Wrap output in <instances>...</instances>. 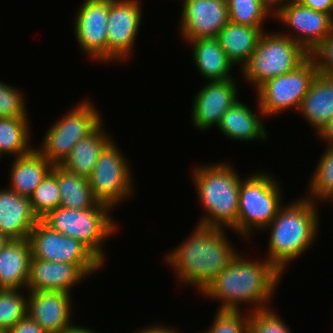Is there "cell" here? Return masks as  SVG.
Segmentation results:
<instances>
[{
  "instance_id": "44dd1931",
  "label": "cell",
  "mask_w": 333,
  "mask_h": 333,
  "mask_svg": "<svg viewBox=\"0 0 333 333\" xmlns=\"http://www.w3.org/2000/svg\"><path fill=\"white\" fill-rule=\"evenodd\" d=\"M262 120L246 103L238 100L221 117L217 128L234 141H264L268 133Z\"/></svg>"
},
{
  "instance_id": "4dcf8cb0",
  "label": "cell",
  "mask_w": 333,
  "mask_h": 333,
  "mask_svg": "<svg viewBox=\"0 0 333 333\" xmlns=\"http://www.w3.org/2000/svg\"><path fill=\"white\" fill-rule=\"evenodd\" d=\"M229 20L232 23L251 27H263L270 13L260 0H228Z\"/></svg>"
},
{
  "instance_id": "9a60e30c",
  "label": "cell",
  "mask_w": 333,
  "mask_h": 333,
  "mask_svg": "<svg viewBox=\"0 0 333 333\" xmlns=\"http://www.w3.org/2000/svg\"><path fill=\"white\" fill-rule=\"evenodd\" d=\"M180 34L183 41L217 38L228 24V4L224 0H181Z\"/></svg>"
},
{
  "instance_id": "603a6c76",
  "label": "cell",
  "mask_w": 333,
  "mask_h": 333,
  "mask_svg": "<svg viewBox=\"0 0 333 333\" xmlns=\"http://www.w3.org/2000/svg\"><path fill=\"white\" fill-rule=\"evenodd\" d=\"M192 46V57L198 72L208 81H222L232 77L233 64L217 38H198L187 41Z\"/></svg>"
},
{
  "instance_id": "ba28073f",
  "label": "cell",
  "mask_w": 333,
  "mask_h": 333,
  "mask_svg": "<svg viewBox=\"0 0 333 333\" xmlns=\"http://www.w3.org/2000/svg\"><path fill=\"white\" fill-rule=\"evenodd\" d=\"M102 117L90 99L82 100L68 111L62 119L51 125L45 133L41 148L35 147L53 166L62 165L73 146L92 133Z\"/></svg>"
},
{
  "instance_id": "ac0fdd59",
  "label": "cell",
  "mask_w": 333,
  "mask_h": 333,
  "mask_svg": "<svg viewBox=\"0 0 333 333\" xmlns=\"http://www.w3.org/2000/svg\"><path fill=\"white\" fill-rule=\"evenodd\" d=\"M88 276L79 265L32 258L26 289L28 291H61L71 294L72 287Z\"/></svg>"
},
{
  "instance_id": "4fadbf2b",
  "label": "cell",
  "mask_w": 333,
  "mask_h": 333,
  "mask_svg": "<svg viewBox=\"0 0 333 333\" xmlns=\"http://www.w3.org/2000/svg\"><path fill=\"white\" fill-rule=\"evenodd\" d=\"M113 0H84L74 19L76 42L92 60L107 62V32L110 4Z\"/></svg>"
},
{
  "instance_id": "83f0119b",
  "label": "cell",
  "mask_w": 333,
  "mask_h": 333,
  "mask_svg": "<svg viewBox=\"0 0 333 333\" xmlns=\"http://www.w3.org/2000/svg\"><path fill=\"white\" fill-rule=\"evenodd\" d=\"M29 118H0V154L19 157L30 153L34 148L30 146Z\"/></svg>"
},
{
  "instance_id": "f1b7e54d",
  "label": "cell",
  "mask_w": 333,
  "mask_h": 333,
  "mask_svg": "<svg viewBox=\"0 0 333 333\" xmlns=\"http://www.w3.org/2000/svg\"><path fill=\"white\" fill-rule=\"evenodd\" d=\"M313 172L307 198L313 202L327 200L333 196V146H327Z\"/></svg>"
},
{
  "instance_id": "f35d334b",
  "label": "cell",
  "mask_w": 333,
  "mask_h": 333,
  "mask_svg": "<svg viewBox=\"0 0 333 333\" xmlns=\"http://www.w3.org/2000/svg\"><path fill=\"white\" fill-rule=\"evenodd\" d=\"M290 1L292 0H260L272 17H274Z\"/></svg>"
},
{
  "instance_id": "1f68e13d",
  "label": "cell",
  "mask_w": 333,
  "mask_h": 333,
  "mask_svg": "<svg viewBox=\"0 0 333 333\" xmlns=\"http://www.w3.org/2000/svg\"><path fill=\"white\" fill-rule=\"evenodd\" d=\"M20 289H0V328L9 330L27 315V299Z\"/></svg>"
},
{
  "instance_id": "7bdbcfd3",
  "label": "cell",
  "mask_w": 333,
  "mask_h": 333,
  "mask_svg": "<svg viewBox=\"0 0 333 333\" xmlns=\"http://www.w3.org/2000/svg\"><path fill=\"white\" fill-rule=\"evenodd\" d=\"M9 239L2 233H0V250L6 245Z\"/></svg>"
},
{
  "instance_id": "7c38bea8",
  "label": "cell",
  "mask_w": 333,
  "mask_h": 333,
  "mask_svg": "<svg viewBox=\"0 0 333 333\" xmlns=\"http://www.w3.org/2000/svg\"><path fill=\"white\" fill-rule=\"evenodd\" d=\"M140 0H113L107 18V63L128 60L134 53L142 8Z\"/></svg>"
},
{
  "instance_id": "9c48e42d",
  "label": "cell",
  "mask_w": 333,
  "mask_h": 333,
  "mask_svg": "<svg viewBox=\"0 0 333 333\" xmlns=\"http://www.w3.org/2000/svg\"><path fill=\"white\" fill-rule=\"evenodd\" d=\"M318 73L315 60L309 56L290 73L265 81L255 90L258 114L272 116L289 109L298 111Z\"/></svg>"
},
{
  "instance_id": "8fae6325",
  "label": "cell",
  "mask_w": 333,
  "mask_h": 333,
  "mask_svg": "<svg viewBox=\"0 0 333 333\" xmlns=\"http://www.w3.org/2000/svg\"><path fill=\"white\" fill-rule=\"evenodd\" d=\"M28 239L32 258L79 265L88 275L98 272L103 266L84 244L51 229L41 219L31 230Z\"/></svg>"
},
{
  "instance_id": "8d00e7d4",
  "label": "cell",
  "mask_w": 333,
  "mask_h": 333,
  "mask_svg": "<svg viewBox=\"0 0 333 333\" xmlns=\"http://www.w3.org/2000/svg\"><path fill=\"white\" fill-rule=\"evenodd\" d=\"M8 333H46L44 329L28 315L8 330Z\"/></svg>"
},
{
  "instance_id": "d590c367",
  "label": "cell",
  "mask_w": 333,
  "mask_h": 333,
  "mask_svg": "<svg viewBox=\"0 0 333 333\" xmlns=\"http://www.w3.org/2000/svg\"><path fill=\"white\" fill-rule=\"evenodd\" d=\"M310 56L315 60L319 73L333 76V30L310 53Z\"/></svg>"
},
{
  "instance_id": "d6a6232c",
  "label": "cell",
  "mask_w": 333,
  "mask_h": 333,
  "mask_svg": "<svg viewBox=\"0 0 333 333\" xmlns=\"http://www.w3.org/2000/svg\"><path fill=\"white\" fill-rule=\"evenodd\" d=\"M241 311L242 309H217L215 321L205 331L207 333H249L250 311L248 313H241Z\"/></svg>"
},
{
  "instance_id": "277c9868",
  "label": "cell",
  "mask_w": 333,
  "mask_h": 333,
  "mask_svg": "<svg viewBox=\"0 0 333 333\" xmlns=\"http://www.w3.org/2000/svg\"><path fill=\"white\" fill-rule=\"evenodd\" d=\"M211 164L195 168L192 174L200 204L206 211L197 224L229 230L237 224L241 178L231 164Z\"/></svg>"
},
{
  "instance_id": "5bb4252c",
  "label": "cell",
  "mask_w": 333,
  "mask_h": 333,
  "mask_svg": "<svg viewBox=\"0 0 333 333\" xmlns=\"http://www.w3.org/2000/svg\"><path fill=\"white\" fill-rule=\"evenodd\" d=\"M275 17L295 33L292 35L288 34L289 32L287 34L281 32V34L296 41L309 54L333 30V17L330 14L313 10L297 0L288 2Z\"/></svg>"
},
{
  "instance_id": "7a4b0ae2",
  "label": "cell",
  "mask_w": 333,
  "mask_h": 333,
  "mask_svg": "<svg viewBox=\"0 0 333 333\" xmlns=\"http://www.w3.org/2000/svg\"><path fill=\"white\" fill-rule=\"evenodd\" d=\"M225 230L197 224L186 240L166 253L165 261L180 284H191L201 293L239 254Z\"/></svg>"
},
{
  "instance_id": "b9f144b4",
  "label": "cell",
  "mask_w": 333,
  "mask_h": 333,
  "mask_svg": "<svg viewBox=\"0 0 333 333\" xmlns=\"http://www.w3.org/2000/svg\"><path fill=\"white\" fill-rule=\"evenodd\" d=\"M60 333H96V331L91 328L89 329L84 326H77L73 324L70 327L63 329Z\"/></svg>"
},
{
  "instance_id": "d4e9b609",
  "label": "cell",
  "mask_w": 333,
  "mask_h": 333,
  "mask_svg": "<svg viewBox=\"0 0 333 333\" xmlns=\"http://www.w3.org/2000/svg\"><path fill=\"white\" fill-rule=\"evenodd\" d=\"M263 27H251L228 22L217 35L221 48L229 61L243 67L253 54Z\"/></svg>"
},
{
  "instance_id": "836d02e7",
  "label": "cell",
  "mask_w": 333,
  "mask_h": 333,
  "mask_svg": "<svg viewBox=\"0 0 333 333\" xmlns=\"http://www.w3.org/2000/svg\"><path fill=\"white\" fill-rule=\"evenodd\" d=\"M273 308L250 312L249 333H291Z\"/></svg>"
},
{
  "instance_id": "52a82bcc",
  "label": "cell",
  "mask_w": 333,
  "mask_h": 333,
  "mask_svg": "<svg viewBox=\"0 0 333 333\" xmlns=\"http://www.w3.org/2000/svg\"><path fill=\"white\" fill-rule=\"evenodd\" d=\"M310 54L296 41L280 32H263L248 62L241 67L242 76L257 89L268 79L290 73Z\"/></svg>"
},
{
  "instance_id": "e575fe53",
  "label": "cell",
  "mask_w": 333,
  "mask_h": 333,
  "mask_svg": "<svg viewBox=\"0 0 333 333\" xmlns=\"http://www.w3.org/2000/svg\"><path fill=\"white\" fill-rule=\"evenodd\" d=\"M29 118L21 90L0 81V118Z\"/></svg>"
},
{
  "instance_id": "2e32d148",
  "label": "cell",
  "mask_w": 333,
  "mask_h": 333,
  "mask_svg": "<svg viewBox=\"0 0 333 333\" xmlns=\"http://www.w3.org/2000/svg\"><path fill=\"white\" fill-rule=\"evenodd\" d=\"M237 81L230 78L222 81H208L194 96L191 119L200 131L217 127L224 113L239 99Z\"/></svg>"
},
{
  "instance_id": "74e56055",
  "label": "cell",
  "mask_w": 333,
  "mask_h": 333,
  "mask_svg": "<svg viewBox=\"0 0 333 333\" xmlns=\"http://www.w3.org/2000/svg\"><path fill=\"white\" fill-rule=\"evenodd\" d=\"M313 10L328 13L333 17V0H297Z\"/></svg>"
},
{
  "instance_id": "30bf717a",
  "label": "cell",
  "mask_w": 333,
  "mask_h": 333,
  "mask_svg": "<svg viewBox=\"0 0 333 333\" xmlns=\"http://www.w3.org/2000/svg\"><path fill=\"white\" fill-rule=\"evenodd\" d=\"M111 140L100 152L89 179L92 194L98 203L113 209L134 193L129 161Z\"/></svg>"
},
{
  "instance_id": "6da1fadb",
  "label": "cell",
  "mask_w": 333,
  "mask_h": 333,
  "mask_svg": "<svg viewBox=\"0 0 333 333\" xmlns=\"http://www.w3.org/2000/svg\"><path fill=\"white\" fill-rule=\"evenodd\" d=\"M255 260L238 254L202 295L219 300V309L240 310L243 303L253 305L250 312L268 309L283 274L267 259Z\"/></svg>"
},
{
  "instance_id": "e0dca14e",
  "label": "cell",
  "mask_w": 333,
  "mask_h": 333,
  "mask_svg": "<svg viewBox=\"0 0 333 333\" xmlns=\"http://www.w3.org/2000/svg\"><path fill=\"white\" fill-rule=\"evenodd\" d=\"M27 315L46 333H60L73 325L71 294L61 291H28Z\"/></svg>"
},
{
  "instance_id": "484cf974",
  "label": "cell",
  "mask_w": 333,
  "mask_h": 333,
  "mask_svg": "<svg viewBox=\"0 0 333 333\" xmlns=\"http://www.w3.org/2000/svg\"><path fill=\"white\" fill-rule=\"evenodd\" d=\"M102 124L73 146L69 157L61 165L63 168L85 178L91 176L100 152L113 139L102 129Z\"/></svg>"
},
{
  "instance_id": "cb8c5ba5",
  "label": "cell",
  "mask_w": 333,
  "mask_h": 333,
  "mask_svg": "<svg viewBox=\"0 0 333 333\" xmlns=\"http://www.w3.org/2000/svg\"><path fill=\"white\" fill-rule=\"evenodd\" d=\"M53 165L36 149L14 158L10 169V187L15 193L30 197Z\"/></svg>"
},
{
  "instance_id": "5b68a950",
  "label": "cell",
  "mask_w": 333,
  "mask_h": 333,
  "mask_svg": "<svg viewBox=\"0 0 333 333\" xmlns=\"http://www.w3.org/2000/svg\"><path fill=\"white\" fill-rule=\"evenodd\" d=\"M111 208L97 203L89 209L57 207L41 220L51 229L84 244L103 264L106 261L102 244L117 230Z\"/></svg>"
},
{
  "instance_id": "4316f807",
  "label": "cell",
  "mask_w": 333,
  "mask_h": 333,
  "mask_svg": "<svg viewBox=\"0 0 333 333\" xmlns=\"http://www.w3.org/2000/svg\"><path fill=\"white\" fill-rule=\"evenodd\" d=\"M58 186L62 208L89 209L98 203L92 194L89 179L69 172L61 165H58Z\"/></svg>"
},
{
  "instance_id": "8992f818",
  "label": "cell",
  "mask_w": 333,
  "mask_h": 333,
  "mask_svg": "<svg viewBox=\"0 0 333 333\" xmlns=\"http://www.w3.org/2000/svg\"><path fill=\"white\" fill-rule=\"evenodd\" d=\"M250 174L241 179L237 224L231 229L243 238H249L254 230H264L283 205L281 188L274 177L260 171Z\"/></svg>"
},
{
  "instance_id": "ab89813d",
  "label": "cell",
  "mask_w": 333,
  "mask_h": 333,
  "mask_svg": "<svg viewBox=\"0 0 333 333\" xmlns=\"http://www.w3.org/2000/svg\"><path fill=\"white\" fill-rule=\"evenodd\" d=\"M317 136L328 143L326 146H333V117L318 131Z\"/></svg>"
},
{
  "instance_id": "f546056e",
  "label": "cell",
  "mask_w": 333,
  "mask_h": 333,
  "mask_svg": "<svg viewBox=\"0 0 333 333\" xmlns=\"http://www.w3.org/2000/svg\"><path fill=\"white\" fill-rule=\"evenodd\" d=\"M33 212L39 219L49 211L60 207L61 194L58 186V165L42 179L29 197Z\"/></svg>"
},
{
  "instance_id": "f6af8a7d",
  "label": "cell",
  "mask_w": 333,
  "mask_h": 333,
  "mask_svg": "<svg viewBox=\"0 0 333 333\" xmlns=\"http://www.w3.org/2000/svg\"><path fill=\"white\" fill-rule=\"evenodd\" d=\"M328 200H329V201L331 200V201L333 202V196H331Z\"/></svg>"
},
{
  "instance_id": "3957f363",
  "label": "cell",
  "mask_w": 333,
  "mask_h": 333,
  "mask_svg": "<svg viewBox=\"0 0 333 333\" xmlns=\"http://www.w3.org/2000/svg\"><path fill=\"white\" fill-rule=\"evenodd\" d=\"M315 203L304 196L291 204H283L264 229L270 230L266 259L282 274L290 261L304 254L317 240L320 218Z\"/></svg>"
},
{
  "instance_id": "7402d4cb",
  "label": "cell",
  "mask_w": 333,
  "mask_h": 333,
  "mask_svg": "<svg viewBox=\"0 0 333 333\" xmlns=\"http://www.w3.org/2000/svg\"><path fill=\"white\" fill-rule=\"evenodd\" d=\"M298 112L315 129L316 134L328 123L333 117V76L318 73Z\"/></svg>"
},
{
  "instance_id": "60d3db41",
  "label": "cell",
  "mask_w": 333,
  "mask_h": 333,
  "mask_svg": "<svg viewBox=\"0 0 333 333\" xmlns=\"http://www.w3.org/2000/svg\"><path fill=\"white\" fill-rule=\"evenodd\" d=\"M135 333H179L175 328H170L164 325H154V326H149L145 327L144 329H141L140 331L137 330Z\"/></svg>"
},
{
  "instance_id": "ee69618b",
  "label": "cell",
  "mask_w": 333,
  "mask_h": 333,
  "mask_svg": "<svg viewBox=\"0 0 333 333\" xmlns=\"http://www.w3.org/2000/svg\"><path fill=\"white\" fill-rule=\"evenodd\" d=\"M0 333H8V330L0 328Z\"/></svg>"
},
{
  "instance_id": "d6986e66",
  "label": "cell",
  "mask_w": 333,
  "mask_h": 333,
  "mask_svg": "<svg viewBox=\"0 0 333 333\" xmlns=\"http://www.w3.org/2000/svg\"><path fill=\"white\" fill-rule=\"evenodd\" d=\"M2 189H0V233L9 240L29 238L31 230L40 220L33 212L30 198L19 195L7 187Z\"/></svg>"
},
{
  "instance_id": "ffe728a7",
  "label": "cell",
  "mask_w": 333,
  "mask_h": 333,
  "mask_svg": "<svg viewBox=\"0 0 333 333\" xmlns=\"http://www.w3.org/2000/svg\"><path fill=\"white\" fill-rule=\"evenodd\" d=\"M31 259L28 238L9 240L0 250V289H26Z\"/></svg>"
}]
</instances>
